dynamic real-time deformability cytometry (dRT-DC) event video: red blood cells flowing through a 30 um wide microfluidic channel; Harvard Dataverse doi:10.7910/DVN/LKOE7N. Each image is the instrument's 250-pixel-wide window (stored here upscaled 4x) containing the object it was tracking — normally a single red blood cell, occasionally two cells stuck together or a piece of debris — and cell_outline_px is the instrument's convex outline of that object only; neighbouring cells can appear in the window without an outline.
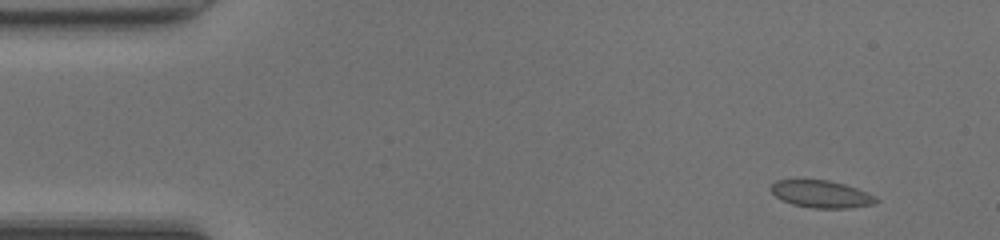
{"species": "common noctule bat (a hibernating species)", "species_latin": "Nyctalus noctula", "temperature_condition": "room temperature", "stored_images_in_passage": 29, "camera_frame_rate_fps": 3000, "um_per_image_px": 0.085, "animal": {"sex": "female", "body_mass_g": 20.0, "forearm_length_mm": 54.0}, "frame": {"image": 1, "passage_image": 3, "time_ms": 0.667, "image_size_px": [1000, 240], "cell_outline_px": [[880, 200], [876, 204], [848, 208], [812, 208], [792, 204], [776, 196], [768, 188], [776, 180], [828, 180], [844, 184], [856, 188], [876, 196]], "centroid_in_image_um": [69.83, 16.5], "position_along_channel_um": 15.2, "area_um2": 16.7}}
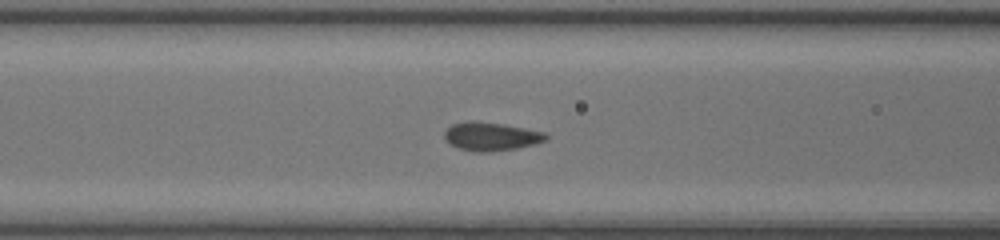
{"frame": {"image": 2, "passage_image": 18, "time_ms": 5.667, "image_size_px": [1000, 240], "cell_outline_px": [[548, 140], [536, 144], [516, 148], [488, 152], [476, 152], [460, 148], [444, 140], [444, 132], [452, 124], [468, 120], [476, 120], [504, 124], [544, 132], [548, 136]], "centroid_in_image_um": [41.74, 11.58], "position_along_channel_um": 124.9, "area_um2": 16.94}}
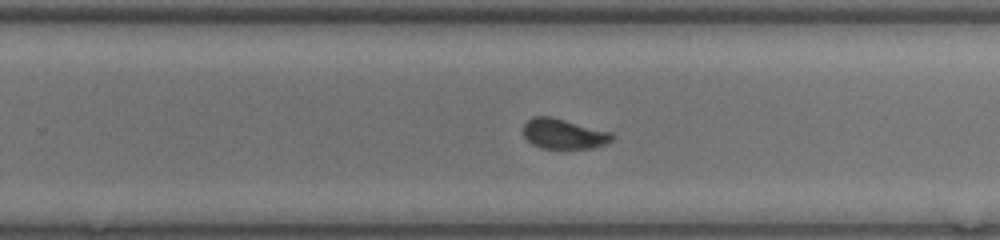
{"frame": {"image": 3, "passage_image": 29, "time_ms": 9.333, "image_size_px": [1000, 240], "cell_outline_px": [[616, 136], [612, 140], [604, 144], [592, 148], [540, 148], [532, 144], [524, 136], [524, 124], [532, 116], [552, 116], [612, 132]], "centroid_in_image_um": [47.93, 11.36], "position_along_channel_um": 281.9, "area_um2": 15.66}}